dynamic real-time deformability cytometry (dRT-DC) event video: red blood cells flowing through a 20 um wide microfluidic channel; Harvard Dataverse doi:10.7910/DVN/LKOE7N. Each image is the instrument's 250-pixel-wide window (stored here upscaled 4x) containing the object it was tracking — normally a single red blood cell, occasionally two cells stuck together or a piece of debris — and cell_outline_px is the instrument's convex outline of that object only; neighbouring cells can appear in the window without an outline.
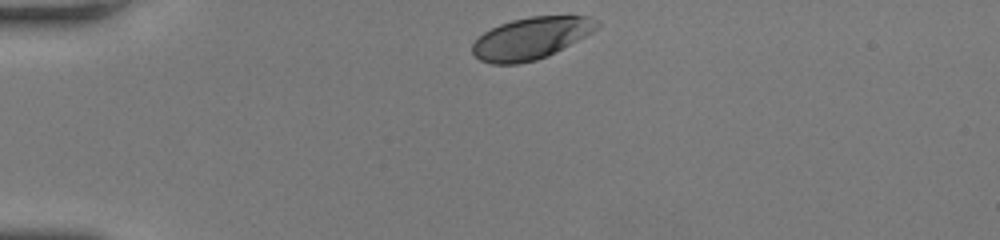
{"species": "human", "species_latin": "Homo sapiens", "temperature_condition": "room temperature", "stored_images_in_passage": 34, "camera_frame_rate_fps": 3000, "um_per_image_px": 0.085, "donor": {"sex": "female"}, "frame": {"image": 1, "passage_image": 1, "time_ms": 0.0, "image_size_px": [1000, 240], "cell_outline_px": [[600, 24], [592, 32], [548, 56], [536, 60], [516, 64], [492, 64], [480, 60], [472, 52], [472, 44], [484, 32], [500, 24], [512, 20], [532, 16], [588, 16], [596, 20]], "centroid_in_image_um": [45.12, 3.25], "position_along_channel_um": 39.9, "area_um2": 30.11}}
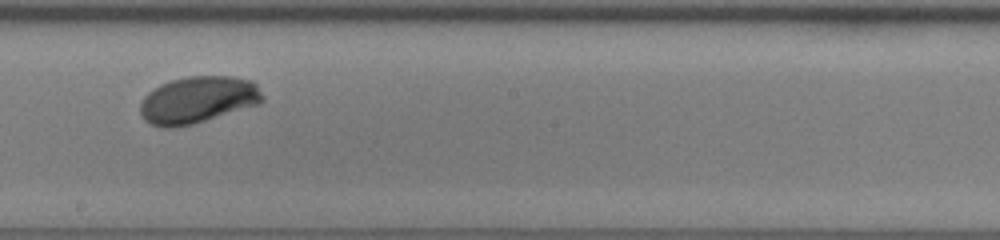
{"frame": {"image": 2, "passage_image": 20, "time_ms": 6.333, "image_size_px": [1000, 240], "cell_outline_px": [[264, 100], [260, 104], [192, 124], [172, 128], [160, 128], [148, 124], [144, 120], [140, 112], [140, 104], [144, 96], [148, 92], [160, 84], [172, 80], [188, 76], [228, 76], [252, 80], [256, 84]], "centroid_in_image_um": [16.78, 8.49], "position_along_channel_um": 231.4, "area_um2": 33.52}}
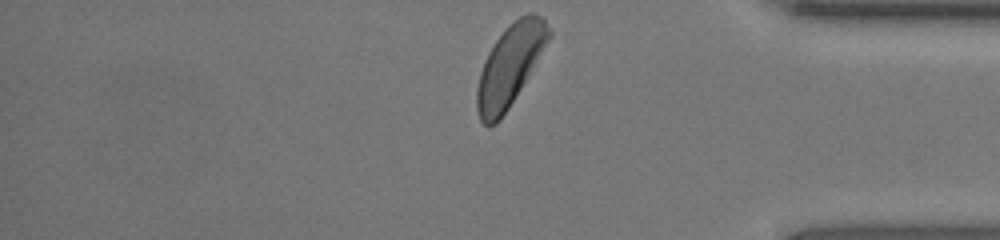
{"frame": {"image": 3, "passage_image": 34, "time_ms": 11.0, "image_size_px": [1000, 240], "cell_outline_px": [[552, 36], [508, 108], [500, 120], [496, 124], [488, 128], [480, 120], [476, 108], [476, 88], [480, 72], [484, 60], [488, 52], [496, 40], [520, 16], [528, 12], [536, 12], [544, 16], [552, 32]], "centroid_in_image_um": [43.34, 5.57], "position_along_channel_um": 391.9, "area_um2": 33.7}, "authors_computed_cell_mechanics": {"area_um2": 32.7726, "velocity_mm_per_s": 3.7892, "shape_relaxation_time_tau1_ms": 2.2412, "shape_relaxation_time_tau2_ms": null, "deformation_change_tau1": 0.1394, "deformation_change_tau2": null}}